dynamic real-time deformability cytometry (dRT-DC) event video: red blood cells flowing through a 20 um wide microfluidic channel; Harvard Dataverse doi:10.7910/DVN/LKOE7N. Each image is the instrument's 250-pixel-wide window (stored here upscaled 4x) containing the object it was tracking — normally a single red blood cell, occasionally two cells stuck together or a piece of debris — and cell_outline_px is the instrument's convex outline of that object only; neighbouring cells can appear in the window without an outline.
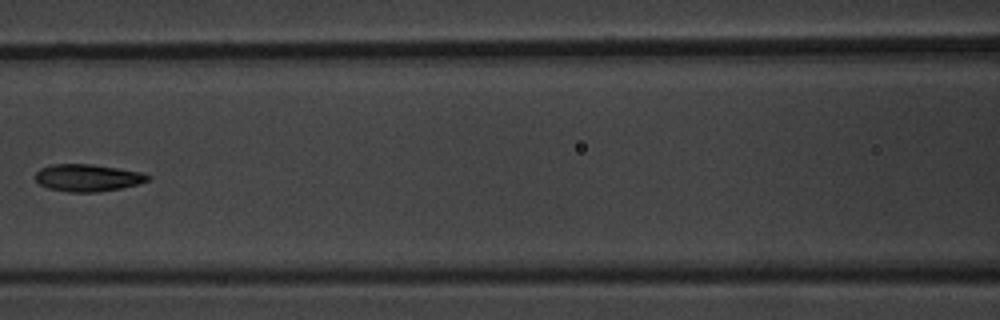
{"species": "common noctule bat (a hibernating species)", "species_latin": "Nyctalus noctula", "temperature_condition": "warm", "stored_images_in_passage": 8, "camera_frame_rate_fps": 3000, "um_per_image_px": 0.085, "animal": {"sex": "male", "body_mass_g": 20.1, "forearm_length_mm": 53.5}, "frame": {"image": 1, "passage_image": 7, "time_ms": 8.0, "image_size_px": [1000, 320], "cell_outline_px": [[152, 176], [148, 180], [136, 184], [120, 188], [96, 192], [68, 192], [48, 188], [40, 184], [36, 180], [36, 172], [40, 168], [52, 164], [92, 164], [140, 172]], "centroid_in_image_um": [7.42, 15.11], "position_along_channel_um": 159.2, "area_um2": 17.63}}
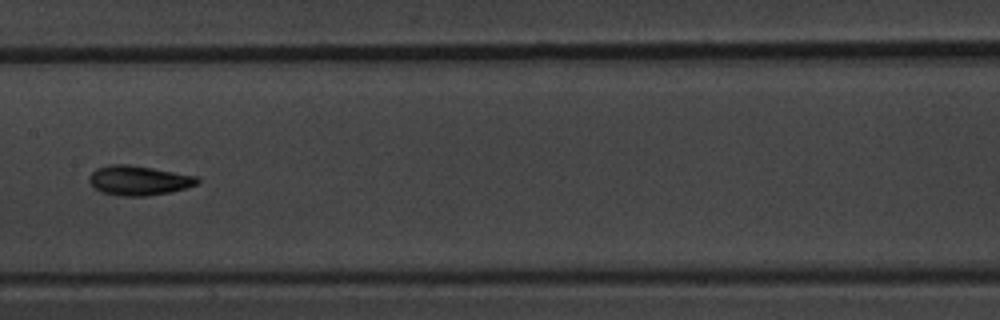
{"frame": {"image": 2, "passage_image": 8, "time_ms": 9.0, "image_size_px": [1000, 320], "cell_outline_px": [[200, 180], [196, 184], [184, 188], [168, 192], [148, 196], [120, 196], [100, 192], [88, 180], [88, 176], [96, 168], [112, 164], [128, 164], [200, 176]], "centroid_in_image_um": [11.78, 15.33], "position_along_channel_um": 195.6, "area_um2": 18.67}}